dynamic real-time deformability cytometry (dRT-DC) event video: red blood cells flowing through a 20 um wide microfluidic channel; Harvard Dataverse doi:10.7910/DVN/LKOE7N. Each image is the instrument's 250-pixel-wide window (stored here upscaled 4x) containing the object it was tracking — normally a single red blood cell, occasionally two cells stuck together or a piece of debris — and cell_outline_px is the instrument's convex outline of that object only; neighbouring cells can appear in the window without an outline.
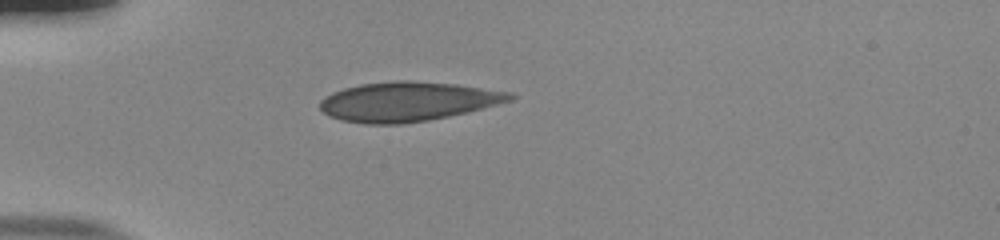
{"species": "human", "species_latin": "Homo sapiens", "temperature_condition": "room temperature", "stored_images_in_passage": 39, "camera_frame_rate_fps": 3000, "um_per_image_px": 0.085, "donor": {"sex": "male"}, "frame": {"image": 1, "passage_image": 1, "time_ms": 0.0, "image_size_px": [1000, 240], "cell_outline_px": [[516, 96], [512, 100], [468, 112], [428, 120], [400, 124], [364, 124], [340, 120], [328, 116], [320, 108], [320, 100], [332, 92], [344, 88], [360, 84], [396, 80], [408, 80], [456, 84], [512, 92]], "centroid_in_image_um": [34.64, 8.63], "position_along_channel_um": 50.4, "area_um2": 43.75}}
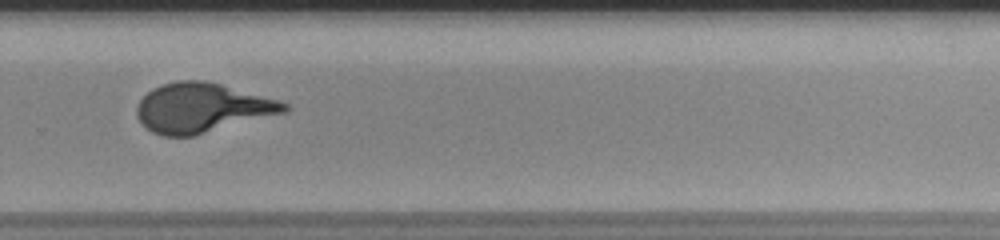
{"frame": {"image": 2, "passage_image": 23, "time_ms": 7.333, "image_size_px": [1000, 240], "cell_outline_px": [[288, 112], [192, 136], [164, 136], [152, 132], [136, 116], [136, 108], [140, 100], [152, 88], [176, 80], [204, 80], [220, 84], [276, 100], [288, 104]], "centroid_in_image_um": [17.15, 9.17], "position_along_channel_um": 312.7, "area_um2": 42.02}}
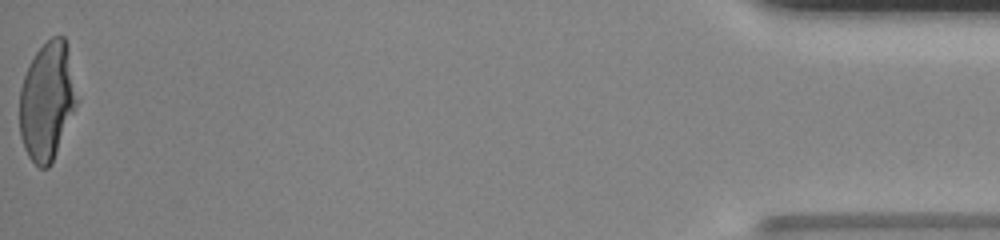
{"frame": {"image": 3, "passage_image": 39, "time_ms": 12.667, "image_size_px": [1000, 240], "cell_outline_px": [[80, 100], [52, 164], [48, 168], [40, 168], [28, 156], [24, 148], [20, 136], [20, 88], [24, 76], [36, 52], [52, 36], [64, 36], [68, 44]], "centroid_in_image_um": [4.06, 8.6], "position_along_channel_um": 431.1, "area_um2": 40.23}}